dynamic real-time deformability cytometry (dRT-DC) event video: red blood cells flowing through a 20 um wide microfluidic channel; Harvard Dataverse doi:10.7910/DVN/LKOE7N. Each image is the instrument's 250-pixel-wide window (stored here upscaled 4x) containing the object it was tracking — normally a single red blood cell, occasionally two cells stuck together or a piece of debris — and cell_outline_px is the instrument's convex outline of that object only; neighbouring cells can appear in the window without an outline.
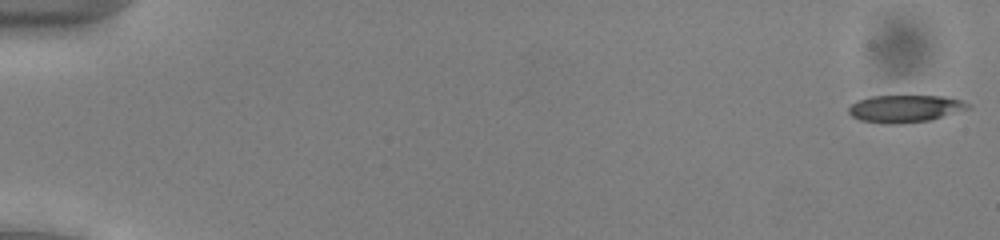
{"species": "common noctule bat (a hibernating species)", "species_latin": "Nyctalus noctula", "temperature_condition": "cold", "stored_images_in_passage": 53, "camera_frame_rate_fps": 3000, "um_per_image_px": 0.085, "animal": {"sex": "male", "body_mass_g": 13.0, "forearm_length_mm": 53.1}, "frame": {"image": 1, "passage_image": 1, "time_ms": 0.0, "image_size_px": [1000, 240], "cell_outline_px": [[972, 108], [928, 120], [896, 124], [884, 124], [860, 120], [852, 116], [848, 112], [848, 108], [856, 100], [868, 96], [944, 96], [960, 100], [972, 104]], "centroid_in_image_um": [76.91, 9.22], "position_along_channel_um": 8.1, "area_um2": 19.07}}
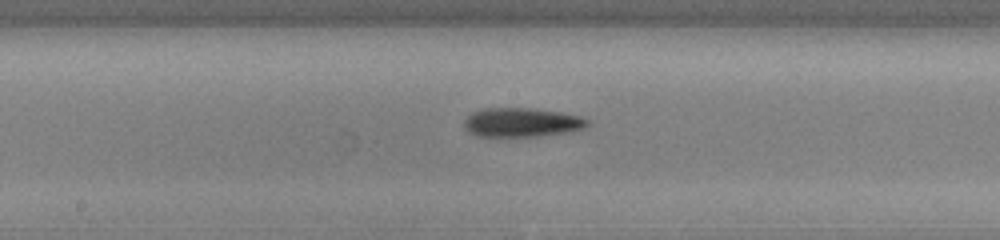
{"frame": {"image": 2, "passage_image": 29, "time_ms": 9.333, "image_size_px": [1000, 240], "cell_outline_px": [[588, 124], [584, 128], [568, 132], [540, 136], [476, 136], [468, 132], [464, 128], [464, 120], [472, 112], [484, 108], [532, 108], [560, 112], [580, 116], [588, 120]], "centroid_in_image_um": [44.32, 10.4], "position_along_channel_um": 203.9, "area_um2": 20.92}}
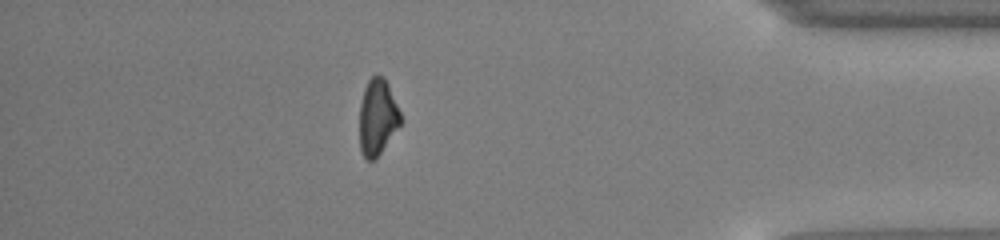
{"frame": {"image": 3, "passage_image": 47, "time_ms": 15.333, "image_size_px": [1000, 240], "cell_outline_px": [[404, 124], [376, 160], [368, 160], [364, 156], [360, 148], [360, 104], [364, 88], [368, 80], [376, 72], [384, 76], [388, 84], [404, 120]], "centroid_in_image_um": [32.14, 9.97], "position_along_channel_um": 403.1, "area_um2": 18.96}, "authors_computed_cell_mechanics": {"area_um2": 19.7098, "velocity_mm_per_s": 3.9243, "shape_relaxation_time_tau1_ms": 3.4495, "shape_relaxation_time_tau2_ms": null, "deformation_change_tau1": 0.1261, "deformation_change_tau2": null}}